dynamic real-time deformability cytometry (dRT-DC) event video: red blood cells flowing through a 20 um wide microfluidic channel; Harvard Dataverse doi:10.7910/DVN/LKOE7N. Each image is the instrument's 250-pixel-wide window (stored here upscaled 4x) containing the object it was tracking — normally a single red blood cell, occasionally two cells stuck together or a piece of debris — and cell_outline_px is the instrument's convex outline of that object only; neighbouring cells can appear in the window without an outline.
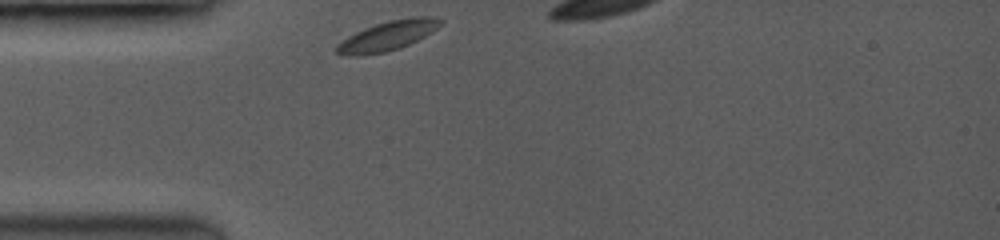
{"species": "common noctule bat (a hibernating species)", "species_latin": "Nyctalus noctula", "temperature_condition": "room temperature", "stored_images_in_passage": 10, "camera_frame_rate_fps": 3500, "um_per_image_px": 0.085, "animal": {"sex": "female", "body_mass_g": 19.0, "forearm_length_mm": 53.3}, "frame": {"image": 1, "passage_image": 1, "time_ms": 0.0, "image_size_px": [1000, 240], "cell_outline_px": [[444, 20], [432, 32], [400, 48], [384, 52], [360, 56], [348, 56], [336, 52], [332, 48], [336, 44], [348, 36], [364, 28], [388, 20], [416, 16], [436, 16]], "centroid_in_image_um": [32.92, 3.04], "position_along_channel_um": 52.1, "area_um2": 17.98}}
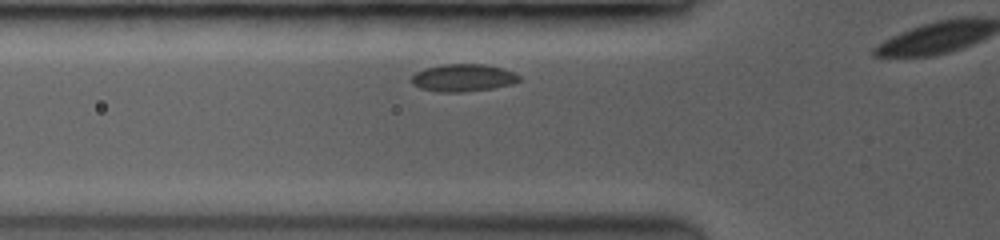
{"frame": {"image": 2, "passage_image": 4, "time_ms": 1.143, "image_size_px": [1000, 240], "cell_outline_px": [[520, 80], [512, 84], [492, 88], [460, 92], [448, 92], [420, 88], [412, 84], [412, 76], [416, 72], [424, 68], [440, 64], [484, 64], [504, 68], [520, 76]], "centroid_in_image_um": [39.37, 6.59], "position_along_channel_um": 86.4, "area_um2": 17.11}}